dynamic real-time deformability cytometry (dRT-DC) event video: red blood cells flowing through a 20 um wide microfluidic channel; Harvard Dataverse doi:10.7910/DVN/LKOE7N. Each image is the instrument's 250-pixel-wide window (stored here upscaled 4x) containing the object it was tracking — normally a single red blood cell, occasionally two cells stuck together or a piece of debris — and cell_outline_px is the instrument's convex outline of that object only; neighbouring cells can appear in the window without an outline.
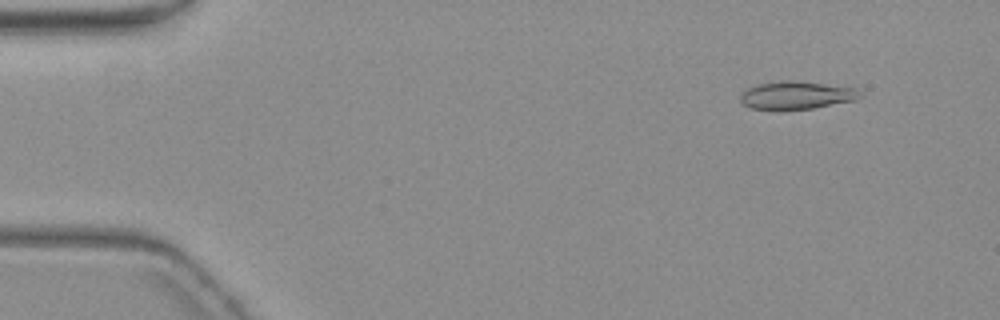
{"species": "common noctule bat (a hibernating species)", "species_latin": "Nyctalus noctula", "temperature_condition": "warm", "stored_images_in_passage": 4, "camera_frame_rate_fps": 3000, "um_per_image_px": 0.085, "animal": {"sex": "female", "body_mass_g": 19.3, "forearm_length_mm": 54.1}, "frame": {"image": 1, "passage_image": 2, "time_ms": 1.333, "image_size_px": [1000, 320], "cell_outline_px": [[864, 96], [856, 100], [812, 108], [752, 108], [744, 104], [740, 100], [740, 96], [748, 88], [756, 84], [784, 80], [788, 80], [856, 88]], "centroid_in_image_um": [67.74, 8.08], "position_along_channel_um": 17.3, "area_um2": 18.84}}
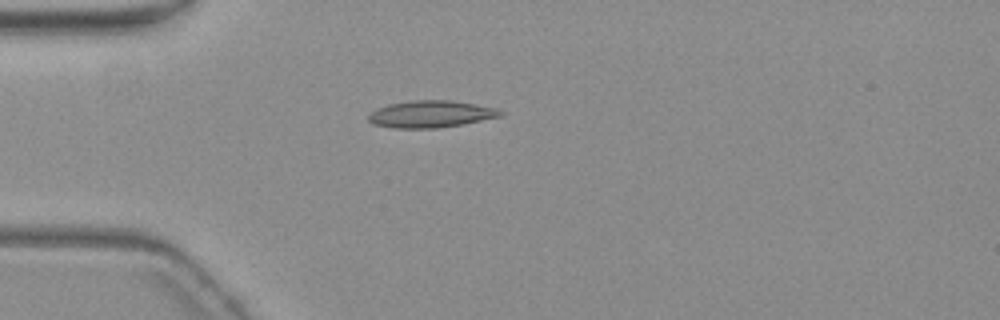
{"frame": {"image": 2, "passage_image": 4, "time_ms": 4.667, "image_size_px": [1000, 320], "cell_outline_px": [[504, 112], [500, 116], [460, 124], [436, 128], [392, 128], [372, 124], [368, 120], [368, 116], [376, 108], [388, 104], [412, 100], [448, 100], [496, 108]], "centroid_in_image_um": [36.54, 9.7], "position_along_channel_um": 48.5, "area_um2": 20.46}}